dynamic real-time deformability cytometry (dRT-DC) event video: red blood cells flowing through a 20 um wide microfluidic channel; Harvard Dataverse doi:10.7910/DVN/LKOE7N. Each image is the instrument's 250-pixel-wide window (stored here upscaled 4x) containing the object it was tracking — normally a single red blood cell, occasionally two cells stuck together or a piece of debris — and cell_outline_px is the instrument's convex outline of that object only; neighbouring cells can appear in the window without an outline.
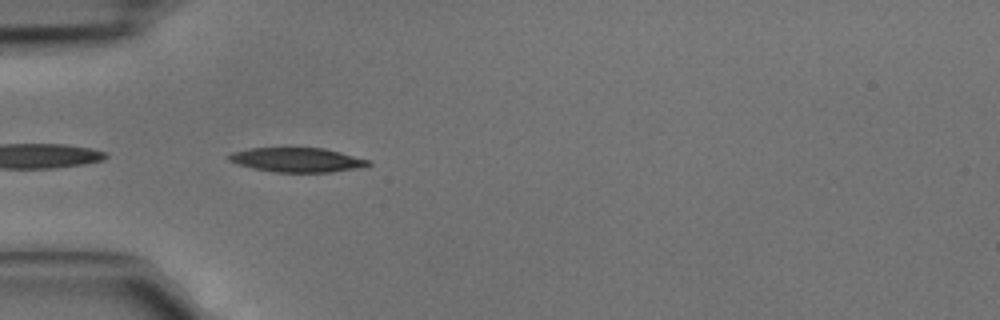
{"species": "common noctule bat (a hibernating species)", "species_latin": "Nyctalus noctula", "temperature_condition": "cold", "stored_images_in_passage": 5, "camera_frame_rate_fps": 3000, "um_per_image_px": 0.085, "animal": {"sex": "male", "body_mass_g": 15.6}, "frame": {"image": 1, "passage_image": 4, "time_ms": 1.0, "image_size_px": [1000, 320], "cell_outline_px": [[372, 164], [356, 168], [328, 172], [276, 172], [252, 168], [236, 164], [228, 160], [224, 156], [232, 152], [248, 148], [324, 148], [372, 160]], "centroid_in_image_um": [25.2, 13.58], "position_along_channel_um": 59.8, "area_um2": 19.88}}